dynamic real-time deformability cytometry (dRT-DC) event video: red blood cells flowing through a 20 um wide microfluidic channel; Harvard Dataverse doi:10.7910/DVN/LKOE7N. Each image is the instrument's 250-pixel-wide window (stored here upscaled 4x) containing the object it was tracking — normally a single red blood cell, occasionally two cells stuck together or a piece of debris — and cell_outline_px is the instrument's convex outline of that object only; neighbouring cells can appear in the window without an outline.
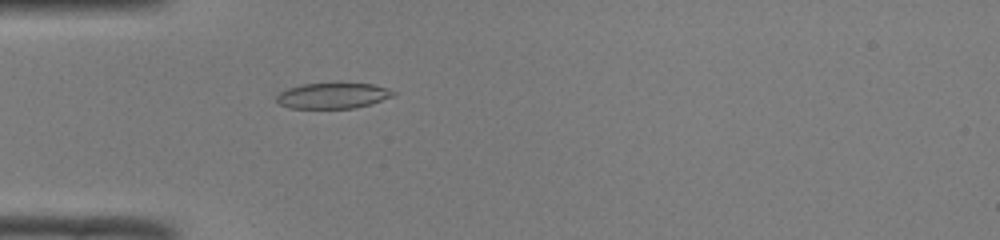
{"species": "common noctule bat (a hibernating species)", "species_latin": "Nyctalus noctula", "temperature_condition": "room temperature", "stored_images_in_passage": 39, "camera_frame_rate_fps": 3000, "um_per_image_px": 0.085, "animal": {"sex": "male", "body_mass_g": 19.0, "forearm_length_mm": 50.8}, "frame": {"image": 1, "passage_image": 4, "time_ms": 1.0, "image_size_px": [1000, 240], "cell_outline_px": [[396, 92], [392, 96], [372, 104], [356, 108], [288, 108], [280, 104], [276, 100], [276, 96], [280, 92], [288, 88], [304, 84], [372, 84], [388, 88]], "centroid_in_image_um": [28.29, 8.15], "position_along_channel_um": 56.7, "area_um2": 17.28}}
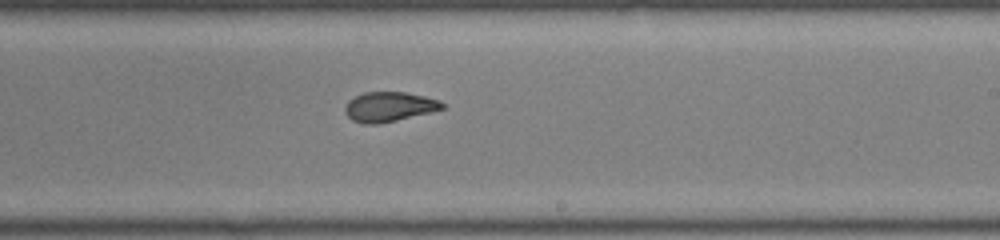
{"frame": {"image": 2, "passage_image": 19, "time_ms": 6.0, "image_size_px": [1000, 240], "cell_outline_px": [[444, 108], [396, 120], [376, 124], [364, 124], [352, 120], [344, 112], [344, 108], [348, 100], [364, 92], [408, 92], [440, 100], [444, 104]], "centroid_in_image_um": [33.04, 9.06], "position_along_channel_um": 256.0, "area_um2": 16.7}}
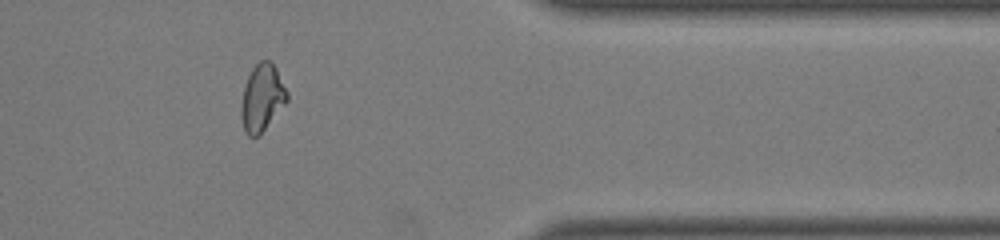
{"frame": {"image": 3, "passage_image": 30, "time_ms": 9.667, "image_size_px": [1000, 240], "cell_outline_px": [[288, 100], [260, 136], [248, 136], [244, 128], [240, 116], [240, 112], [244, 88], [248, 76], [252, 68], [260, 60], [272, 60], [288, 92]], "centroid_in_image_um": [22.29, 8.31], "position_along_channel_um": 389.1, "area_um2": 17.98}, "authors_computed_cell_mechanics": {"area_um2": 17.2822, "velocity_mm_per_s": 4.0929, "shape_relaxation_time_tau1_ms": null, "shape_relaxation_time_tau2_ms": 1.4066, "deformation_change_tau1": null, "deformation_change_tau2": 0.0796}}